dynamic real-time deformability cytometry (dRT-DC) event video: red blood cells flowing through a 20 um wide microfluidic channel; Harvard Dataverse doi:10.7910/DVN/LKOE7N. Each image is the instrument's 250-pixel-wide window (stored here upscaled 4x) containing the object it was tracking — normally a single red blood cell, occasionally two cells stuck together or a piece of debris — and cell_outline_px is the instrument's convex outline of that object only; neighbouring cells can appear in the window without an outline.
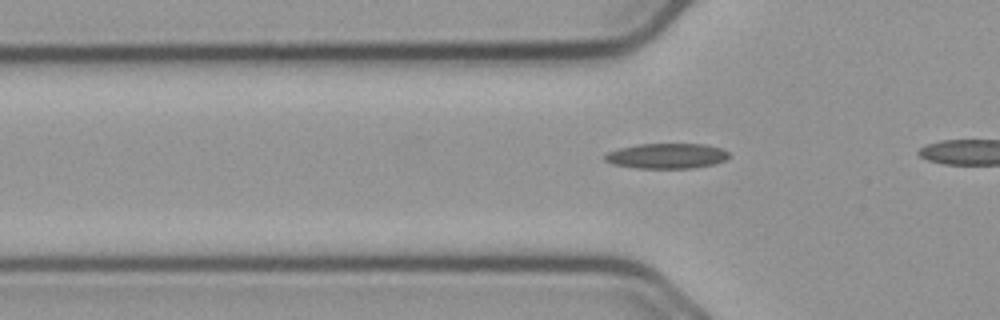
{"species": "common noctule bat (a hibernating species)", "species_latin": "Nyctalus noctula", "temperature_condition": "cold", "stored_images_in_passage": 16, "camera_frame_rate_fps": 3000, "um_per_image_px": 0.085, "animal": {"sex": "male", "body_mass_g": 23.1, "forearm_length_mm": 52.7}, "frame": {"image": 1, "passage_image": 7, "time_ms": 2.0, "image_size_px": [1000, 320], "cell_outline_px": [[728, 156], [724, 160], [716, 164], [692, 168], [636, 168], [612, 164], [604, 160], [604, 156], [608, 152], [620, 148], [636, 144], [704, 144], [720, 148], [728, 152]], "centroid_in_image_um": [56.65, 13.26], "position_along_channel_um": 69.2, "area_um2": 18.21}}
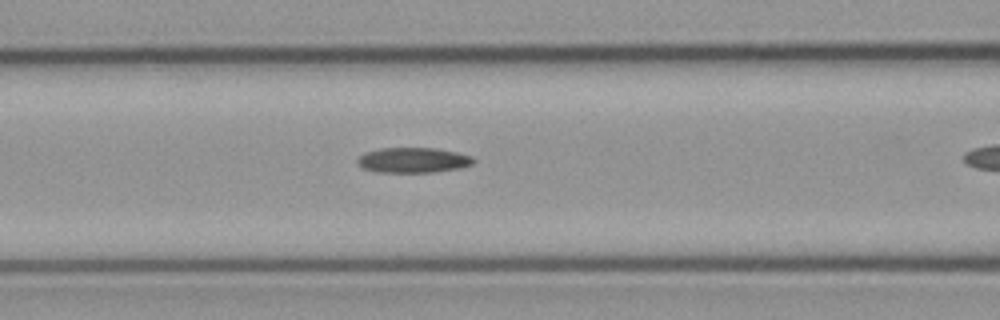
{"frame": {"image": 2, "passage_image": 12, "time_ms": 3.667, "image_size_px": [1000, 320], "cell_outline_px": [[476, 160], [472, 164], [460, 168], [432, 172], [380, 172], [364, 168], [356, 160], [364, 152], [380, 148], [432, 148], [456, 152], [472, 156]], "centroid_in_image_um": [35.13, 13.6], "position_along_channel_um": 131.5, "area_um2": 16.88}}